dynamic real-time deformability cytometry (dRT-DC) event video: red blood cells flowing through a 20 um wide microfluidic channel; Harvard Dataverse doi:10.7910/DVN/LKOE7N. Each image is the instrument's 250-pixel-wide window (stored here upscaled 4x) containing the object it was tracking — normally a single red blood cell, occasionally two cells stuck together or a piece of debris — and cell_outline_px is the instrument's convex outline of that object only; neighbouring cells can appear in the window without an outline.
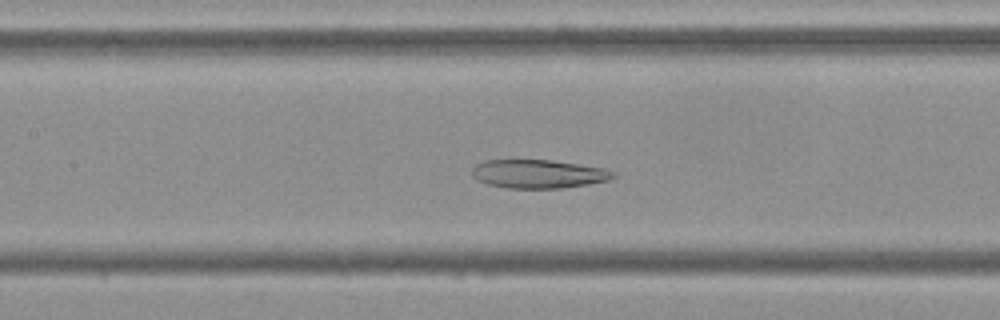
{"species": "Egyptian fruit bat (a non-hibernating species)", "species_latin": "Rousettus aegyptiacus", "temperature_condition": "cold", "stored_images_in_passage": 52, "camera_frame_rate_fps": 3000, "um_per_image_px": 0.085, "frame": {"image": 1, "passage_image": 23, "time_ms": 7.333, "image_size_px": [1000, 320], "cell_outline_px": [[616, 176], [608, 180], [588, 184], [560, 188], [508, 188], [488, 184], [476, 180], [472, 176], [472, 168], [476, 164], [484, 160], [552, 160], [604, 168], [616, 172]], "centroid_in_image_um": [45.75, 14.78], "position_along_channel_um": 161.7, "area_um2": 23.52}}
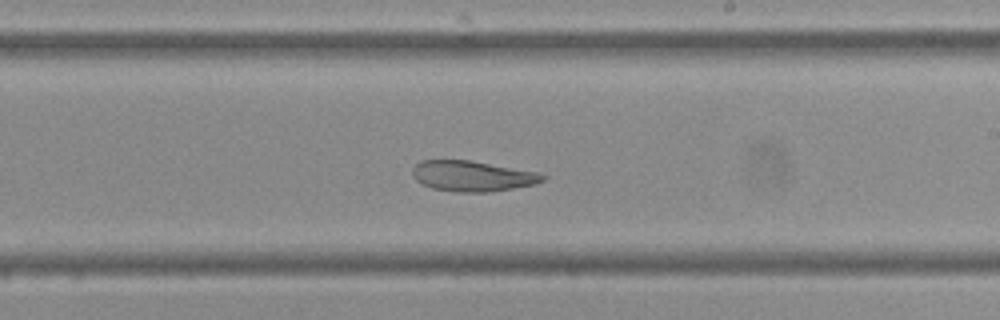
{"frame": {"image": 2, "passage_image": 30, "time_ms": 9.667, "image_size_px": [1000, 320], "cell_outline_px": [[548, 176], [544, 180], [536, 184], [488, 192], [456, 192], [432, 188], [416, 180], [412, 176], [412, 168], [420, 160], [468, 160], [540, 172]], "centroid_in_image_um": [40.17, 14.96], "position_along_channel_um": 248.8, "area_um2": 23.24}}
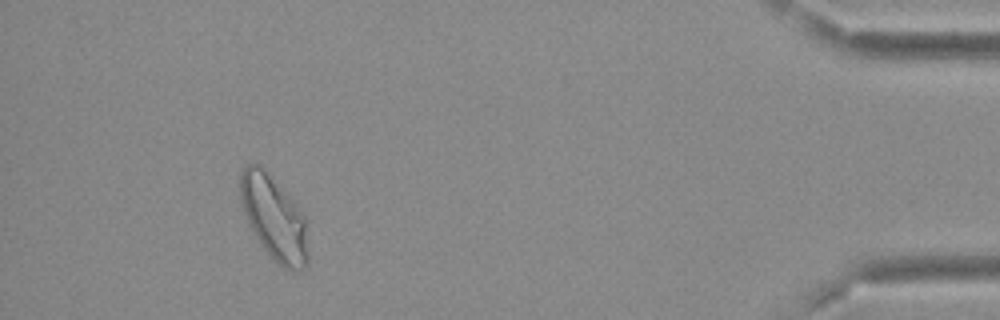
{"frame": {"image": 3, "passage_image": 48, "time_ms": 15.667, "image_size_px": [1000, 320], "cell_outline_px": [[308, 264], [300, 272], [296, 272], [284, 268], [260, 244], [240, 204], [240, 172], [248, 164], [260, 164], [296, 204], [304, 216], [308, 252]], "centroid_in_image_um": [23.29, 18.53], "position_along_channel_um": 411.9, "area_um2": 32.83}, "authors_computed_cell_mechanics": {"area_um2": 29.3913, "velocity_mm_per_s": 3.7489, "shape_relaxation_time_tau1_ms": null, "shape_relaxation_time_tau2_ms": 6.7734, "deformation_change_tau1": null, "deformation_change_tau2": 0.1416}}